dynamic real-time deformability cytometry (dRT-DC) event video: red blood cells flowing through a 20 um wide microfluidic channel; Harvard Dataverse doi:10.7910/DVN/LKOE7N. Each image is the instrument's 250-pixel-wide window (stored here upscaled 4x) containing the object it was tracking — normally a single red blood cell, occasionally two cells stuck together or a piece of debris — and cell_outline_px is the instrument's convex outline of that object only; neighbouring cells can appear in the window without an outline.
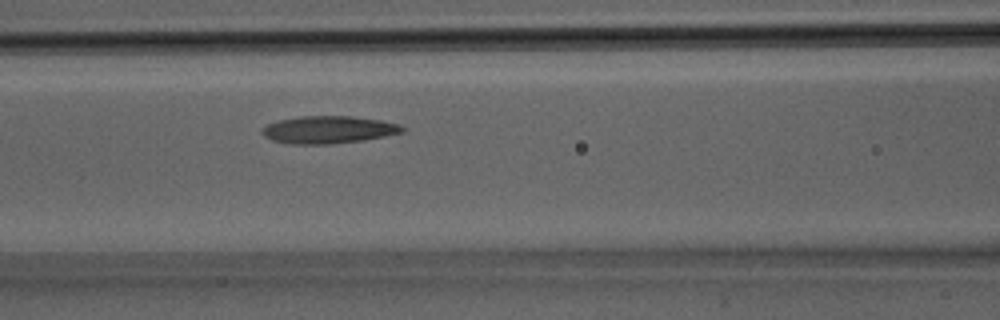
{"species": "Egyptian fruit bat (a non-hibernating species)", "species_latin": "Rousettus aegyptiacus", "temperature_condition": "room temperature", "stored_images_in_passage": 10, "camera_frame_rate_fps": 3000, "um_per_image_px": 0.085, "animal": {"sex": "male"}, "frame": {"image": 1, "passage_image": 10, "time_ms": 3.0, "image_size_px": [1000, 320], "cell_outline_px": [[404, 132], [364, 140], [328, 144], [292, 144], [272, 140], [264, 136], [260, 132], [268, 124], [276, 120], [300, 116], [352, 116], [380, 120], [400, 124], [404, 128]], "centroid_in_image_um": [27.91, 11.02], "position_along_channel_um": 138.7, "area_um2": 22.43}}